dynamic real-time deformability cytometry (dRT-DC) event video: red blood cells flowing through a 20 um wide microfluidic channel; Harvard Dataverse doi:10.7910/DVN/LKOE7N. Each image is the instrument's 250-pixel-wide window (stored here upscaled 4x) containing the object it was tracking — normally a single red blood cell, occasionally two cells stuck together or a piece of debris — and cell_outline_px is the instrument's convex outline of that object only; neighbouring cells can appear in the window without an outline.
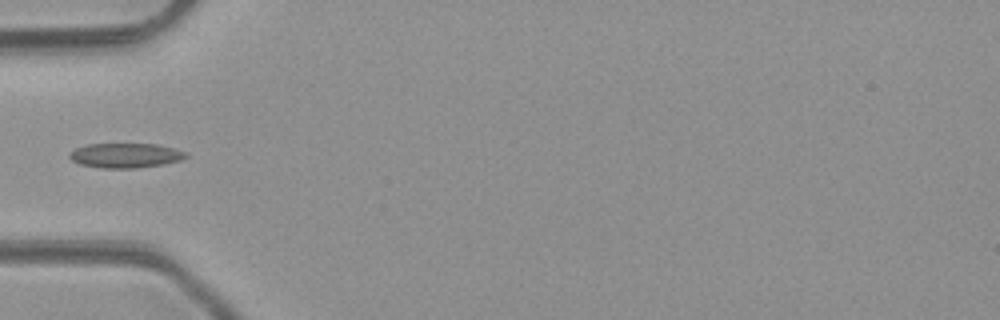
{"species": "common noctule bat (a hibernating species)", "species_latin": "Nyctalus noctula", "temperature_condition": "room temperature", "stored_images_in_passage": 6, "camera_frame_rate_fps": 3000, "um_per_image_px": 0.085, "animal": {"sex": "male", "body_mass_g": 23.1, "forearm_length_mm": 52.7}, "frame": {"image": 1, "passage_image": 5, "time_ms": 4.667, "image_size_px": [1000, 320], "cell_outline_px": [[188, 156], [180, 160], [160, 164], [136, 168], [100, 168], [80, 164], [72, 160], [68, 156], [68, 152], [76, 148], [88, 144], [160, 144], [188, 152]], "centroid_in_image_um": [10.65, 13.2], "position_along_channel_um": 74.3, "area_um2": 16.76}}
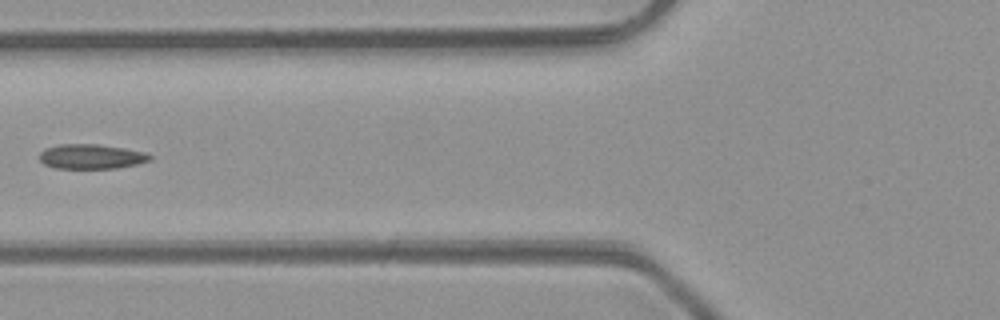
{"frame": {"image": 2, "passage_image": 6, "time_ms": 5.667, "image_size_px": [1000, 320], "cell_outline_px": [[152, 160], [136, 164], [116, 168], [52, 168], [44, 164], [40, 160], [40, 152], [44, 148], [60, 144], [96, 144], [124, 148], [148, 152], [152, 156]], "centroid_in_image_um": [7.76, 13.3], "position_along_channel_um": 118.0, "area_um2": 16.01}}